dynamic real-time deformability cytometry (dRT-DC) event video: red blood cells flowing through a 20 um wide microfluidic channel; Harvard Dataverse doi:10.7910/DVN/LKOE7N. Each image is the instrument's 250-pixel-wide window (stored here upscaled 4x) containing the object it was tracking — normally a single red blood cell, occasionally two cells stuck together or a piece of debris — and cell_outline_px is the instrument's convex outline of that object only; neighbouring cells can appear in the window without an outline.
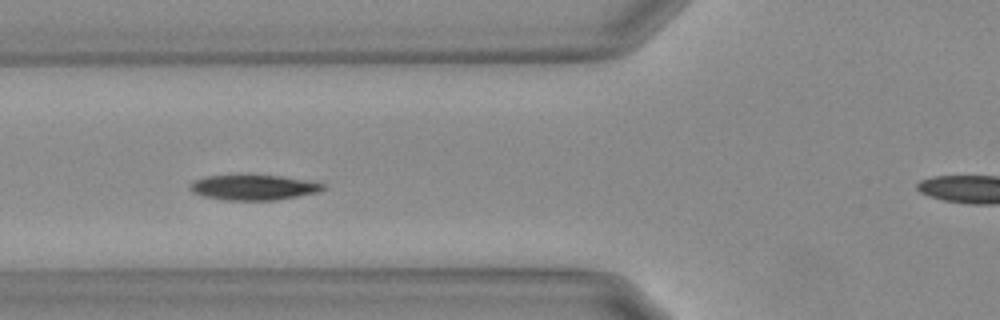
{"species": "Egyptian fruit bat (a non-hibernating species)", "species_latin": "Rousettus aegyptiacus", "temperature_condition": "warm", "stored_images_in_passage": 34, "camera_frame_rate_fps": 3000, "um_per_image_px": 0.085, "animal": {"sex": "female"}, "frame": {"image": 1, "passage_image": 10, "time_ms": 3.0, "image_size_px": [1000, 320], "cell_outline_px": [[324, 188], [320, 192], [276, 200], [224, 200], [204, 196], [192, 192], [188, 188], [188, 184], [204, 176], [280, 176], [304, 180], [324, 184]], "centroid_in_image_um": [21.52, 15.95], "position_along_channel_um": 104.3, "area_um2": 19.25}}
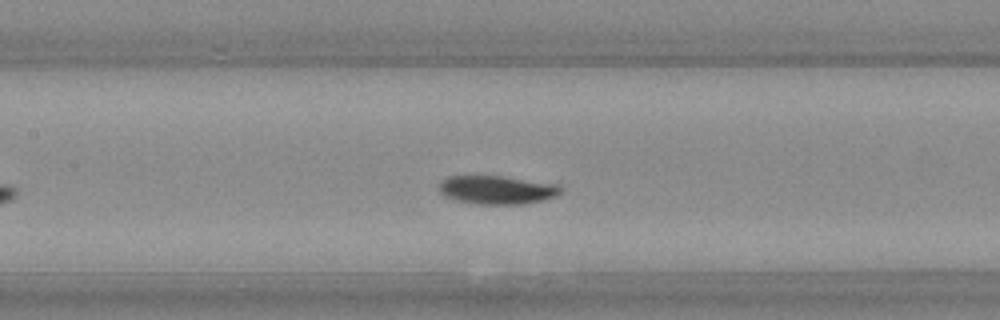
{"frame": {"image": 2, "passage_image": 15, "time_ms": 4.667, "image_size_px": [1000, 320], "cell_outline_px": [[564, 188], [556, 196], [528, 204], [476, 204], [456, 200], [444, 196], [440, 192], [440, 184], [448, 176], [500, 176], [560, 184]], "centroid_in_image_um": [42.29, 16.14], "position_along_channel_um": 165.1, "area_um2": 20.23}}
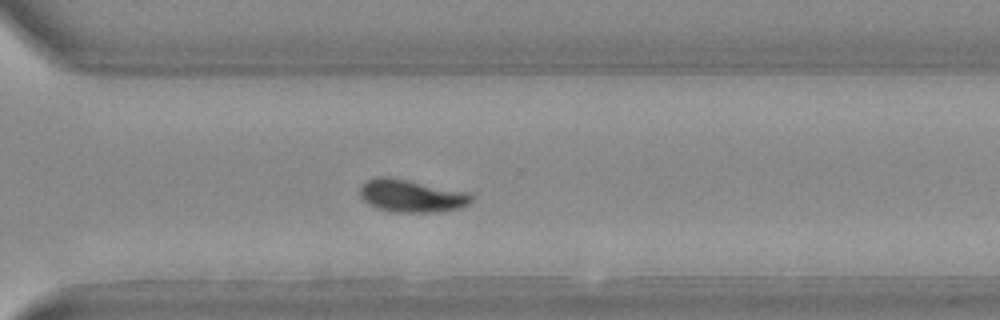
{"frame": {"image": 3, "passage_image": 29, "time_ms": 9.333, "image_size_px": [1000, 320], "cell_outline_px": [[472, 200], [468, 204], [460, 208], [436, 212], [396, 212], [376, 208], [368, 204], [360, 196], [360, 188], [368, 180], [376, 176], [384, 176], [468, 192], [472, 196]], "centroid_in_image_um": [34.96, 16.66], "position_along_channel_um": 335.6, "area_um2": 20.87}, "authors_computed_cell_mechanics": {"area_um2": 20.1433, "velocity_mm_per_s": 3.6576, "shape_relaxation_time_tau1_ms": 3.4234, "shape_relaxation_time_tau2_ms": null, "deformation_change_tau1": 0.145, "deformation_change_tau2": null}}